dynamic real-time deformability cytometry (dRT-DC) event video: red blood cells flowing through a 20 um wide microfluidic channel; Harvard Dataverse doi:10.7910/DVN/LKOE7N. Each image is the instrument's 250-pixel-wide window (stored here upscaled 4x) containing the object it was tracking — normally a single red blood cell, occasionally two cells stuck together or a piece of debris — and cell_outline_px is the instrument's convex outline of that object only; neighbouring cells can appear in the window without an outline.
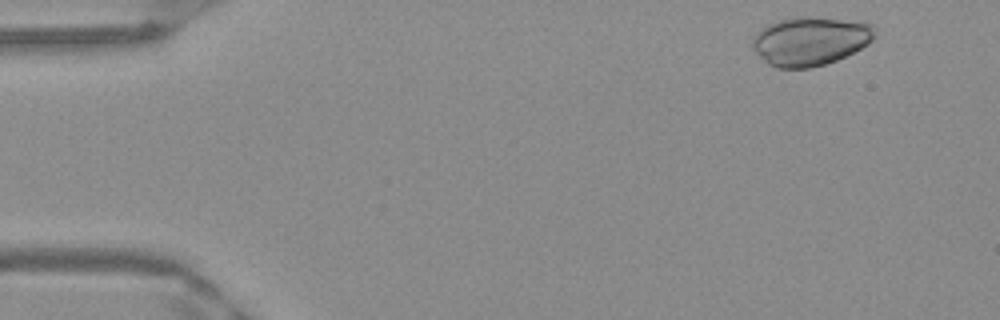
{"species": "Egyptian fruit bat (a non-hibernating species)", "species_latin": "Rousettus aegyptiacus", "temperature_condition": "warm", "stored_images_in_passage": 49, "camera_frame_rate_fps": 3000, "um_per_image_px": 0.085, "frame": {"image": 1, "passage_image": 2, "time_ms": 0.333, "image_size_px": [1000, 320], "cell_outline_px": [[876, 36], [868, 44], [836, 60], [824, 64], [808, 68], [776, 68], [768, 64], [752, 48], [752, 40], [756, 32], [760, 28], [776, 20], [792, 16], [808, 16], [864, 20], [876, 24]], "centroid_in_image_um": [68.91, 3.44], "position_along_channel_um": 16.1, "area_um2": 35.55}}
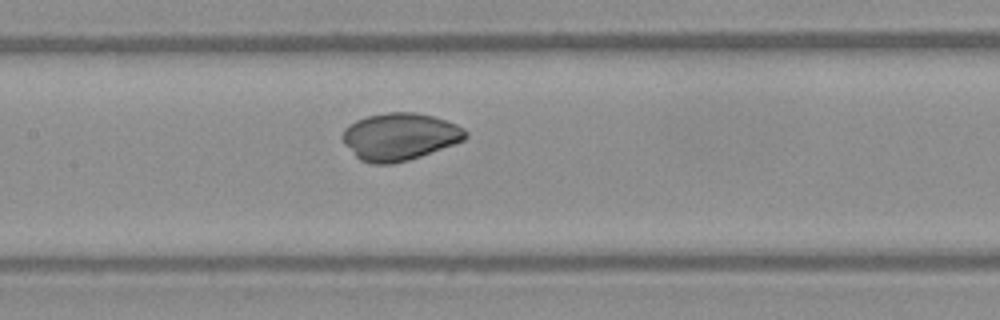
{"frame": {"image": 2, "passage_image": 22, "time_ms": 7.0, "image_size_px": [1000, 320], "cell_outline_px": [[468, 136], [464, 140], [420, 156], [408, 160], [392, 164], [372, 164], [360, 160], [344, 144], [340, 136], [344, 128], [356, 120], [368, 116], [388, 112], [416, 112], [432, 116], [456, 124], [464, 128], [468, 132]], "centroid_in_image_um": [33.95, 11.61], "position_along_channel_um": 173.5, "area_um2": 33.87}}
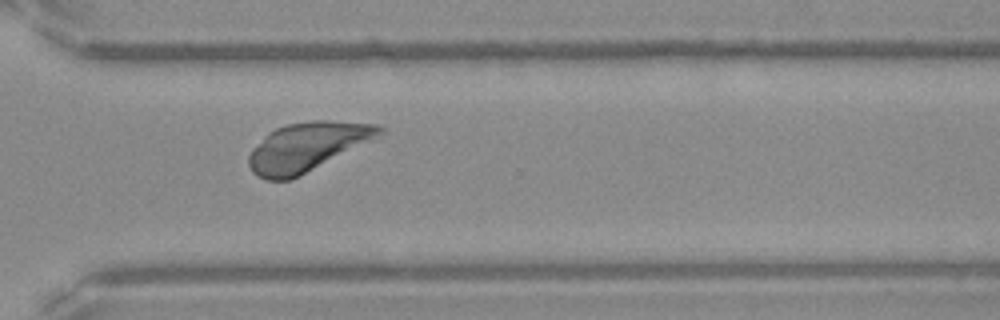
{"frame": {"image": 3, "passage_image": 35, "time_ms": 11.333, "image_size_px": [1000, 320], "cell_outline_px": [[384, 132], [300, 176], [288, 180], [268, 180], [252, 172], [248, 164], [248, 156], [252, 148], [268, 132], [276, 128], [288, 124], [308, 120], [332, 120], [376, 124], [384, 128]], "centroid_in_image_um": [26.04, 12.46], "position_along_channel_um": 344.6, "area_um2": 36.59}}